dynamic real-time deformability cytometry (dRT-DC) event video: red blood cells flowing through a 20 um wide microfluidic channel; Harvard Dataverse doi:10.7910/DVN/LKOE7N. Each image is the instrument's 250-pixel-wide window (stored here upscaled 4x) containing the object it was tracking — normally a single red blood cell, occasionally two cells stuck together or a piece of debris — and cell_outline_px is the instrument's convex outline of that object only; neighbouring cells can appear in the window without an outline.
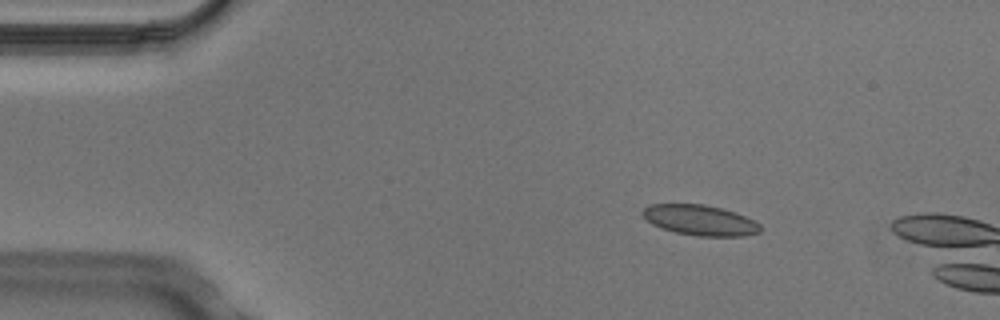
{"species": "Egyptian fruit bat (a non-hibernating species)", "species_latin": "Rousettus aegyptiacus", "temperature_condition": "cold", "stored_images_in_passage": 4, "camera_frame_rate_fps": 3000, "um_per_image_px": 0.085, "animal": {"sex": "male"}, "frame": {"image": 1, "passage_image": 2, "time_ms": 0.333, "image_size_px": [1000, 320], "cell_outline_px": [[760, 232], [744, 236], [696, 236], [676, 232], [660, 228], [652, 224], [640, 212], [648, 204], [704, 204], [736, 212], [760, 224]], "centroid_in_image_um": [59.48, 18.71], "position_along_channel_um": 25.5, "area_um2": 20.81}}